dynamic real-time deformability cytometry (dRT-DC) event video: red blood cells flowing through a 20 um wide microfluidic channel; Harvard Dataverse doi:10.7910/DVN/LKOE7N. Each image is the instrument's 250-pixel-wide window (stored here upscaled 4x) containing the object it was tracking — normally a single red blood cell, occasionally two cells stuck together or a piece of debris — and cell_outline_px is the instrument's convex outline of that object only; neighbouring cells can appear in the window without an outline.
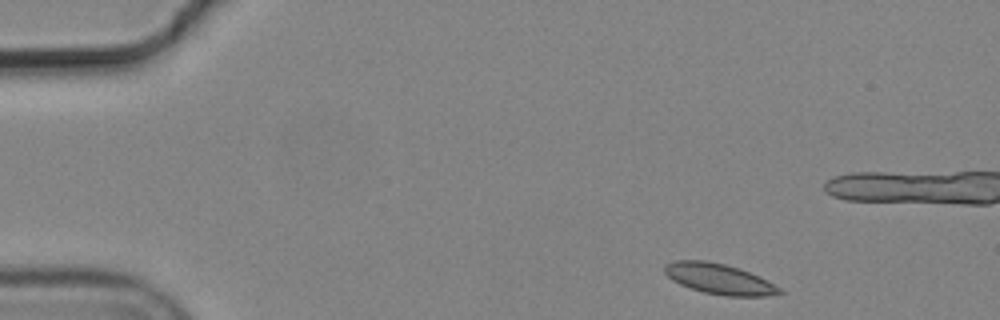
{"species": "common noctule bat (a hibernating species)", "species_latin": "Nyctalus noctula", "temperature_condition": "cold", "stored_images_in_passage": 16, "camera_frame_rate_fps": 3000, "um_per_image_px": 0.085, "animal": {"sex": "male", "body_mass_g": 19.2, "forearm_length_mm": 51.8}, "frame": {"image": 1, "passage_image": 1, "time_ms": 0.0, "image_size_px": [1000, 320], "cell_outline_px": [[784, 292], [768, 296], [724, 296], [704, 292], [680, 284], [672, 280], [664, 272], [664, 264], [676, 260], [708, 260], [740, 268], [768, 280], [780, 288]], "centroid_in_image_um": [61.13, 23.7], "position_along_channel_um": 23.9, "area_um2": 20.46}}
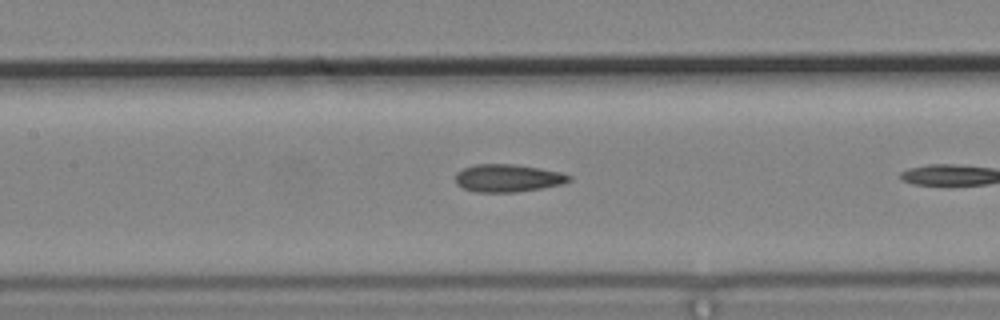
{"frame": {"image": 2, "passage_image": 7, "time_ms": 2.0, "image_size_px": [1000, 320], "cell_outline_px": [[572, 180], [564, 184], [516, 192], [476, 192], [464, 188], [456, 184], [456, 172], [464, 168], [476, 164], [516, 164], [540, 168], [560, 172], [572, 176]], "centroid_in_image_um": [43.19, 15.13], "position_along_channel_um": 164.2, "area_um2": 18.38}}